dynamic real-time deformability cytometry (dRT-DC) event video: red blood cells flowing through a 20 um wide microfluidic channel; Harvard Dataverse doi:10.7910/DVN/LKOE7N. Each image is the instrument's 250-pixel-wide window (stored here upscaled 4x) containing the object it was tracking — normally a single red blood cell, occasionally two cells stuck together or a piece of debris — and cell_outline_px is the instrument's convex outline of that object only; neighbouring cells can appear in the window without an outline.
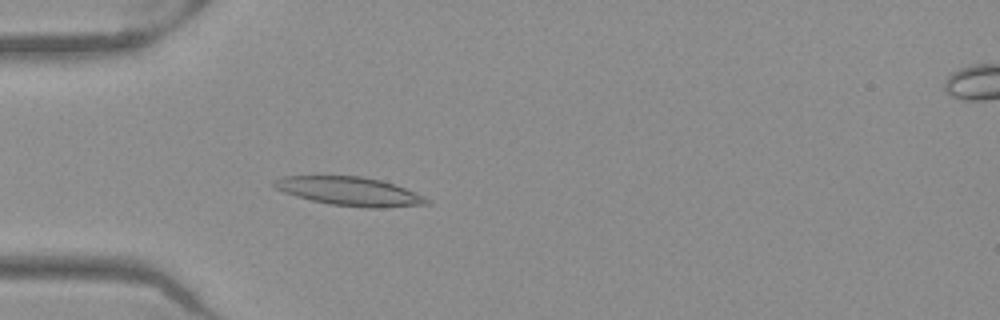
{"species": "Egyptian fruit bat (a non-hibernating species)", "species_latin": "Rousettus aegyptiacus", "temperature_condition": "warm", "stored_images_in_passage": 51, "camera_frame_rate_fps": 3000, "um_per_image_px": 0.085, "frame": {"image": 1, "passage_image": 15, "time_ms": 4.667, "image_size_px": [1000, 320], "cell_outline_px": [[432, 204], [376, 208], [368, 208], [332, 204], [312, 200], [296, 196], [284, 192], [276, 188], [272, 184], [272, 180], [284, 176], [360, 176], [380, 180], [404, 188], [424, 196], [432, 200]], "centroid_in_image_um": [29.73, 16.26], "position_along_channel_um": 55.3, "area_um2": 25.32}}
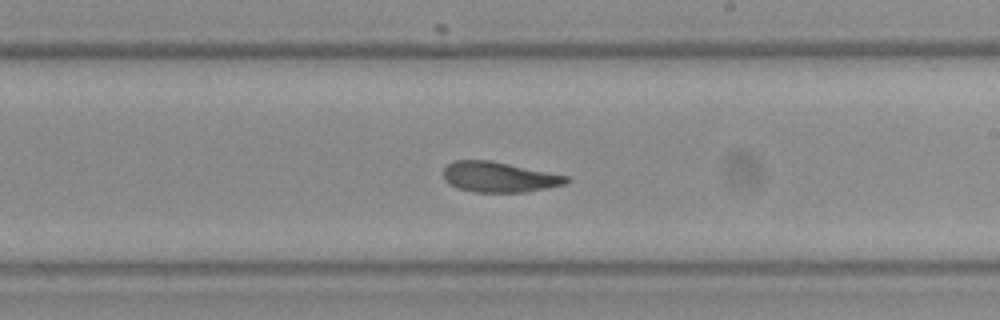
{"frame": {"image": 2, "passage_image": 30, "time_ms": 9.667, "image_size_px": [1000, 320], "cell_outline_px": [[572, 180], [564, 184], [524, 192], [476, 192], [456, 188], [448, 184], [444, 180], [444, 168], [452, 160], [492, 160], [572, 176]], "centroid_in_image_um": [42.44, 15.03], "position_along_channel_um": 246.6, "area_um2": 22.08}}
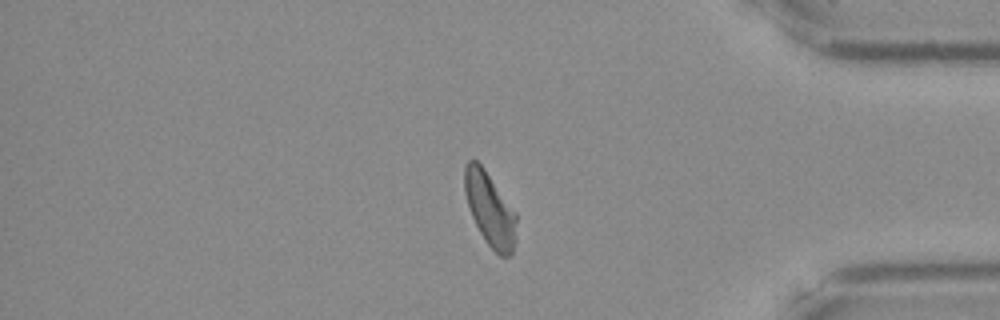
{"frame": {"image": 3, "passage_image": 43, "time_ms": 14.0, "image_size_px": [1000, 320], "cell_outline_px": [[516, 240], [512, 252], [508, 256], [500, 256], [488, 244], [480, 232], [472, 216], [464, 192], [464, 168], [468, 160], [476, 160], [484, 168], [516, 212]], "centroid_in_image_um": [41.65, 17.77], "position_along_channel_um": 393.6, "area_um2": 22.02}, "authors_computed_cell_mechanics": {"area_um2": 22.7732, "velocity_mm_per_s": 3.9621, "shape_relaxation_time_tau1_ms": 5.1934, "shape_relaxation_time_tau2_ms": 2.4812, "deformation_change_tau1": 0.175, "deformation_change_tau2": 0.0731}}